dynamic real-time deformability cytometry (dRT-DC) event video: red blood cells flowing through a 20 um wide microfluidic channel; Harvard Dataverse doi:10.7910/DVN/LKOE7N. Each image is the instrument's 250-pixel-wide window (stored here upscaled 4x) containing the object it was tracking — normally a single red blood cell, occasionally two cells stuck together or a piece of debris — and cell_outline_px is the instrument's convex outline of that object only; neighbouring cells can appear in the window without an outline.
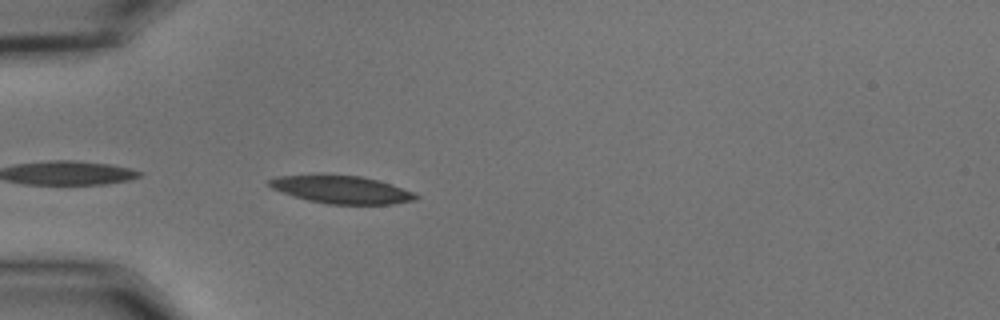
{"species": "common noctule bat (a hibernating species)", "species_latin": "Nyctalus noctula", "temperature_condition": "cold", "stored_images_in_passage": 7, "camera_frame_rate_fps": 3000, "um_per_image_px": 0.085, "animal": {"sex": "male", "body_mass_g": 15.6}, "frame": {"image": 1, "passage_image": 2, "time_ms": 0.333, "image_size_px": [1000, 320], "cell_outline_px": [[420, 196], [416, 200], [392, 204], [328, 204], [308, 200], [272, 188], [268, 184], [268, 180], [276, 176], [320, 172], [360, 176], [392, 184], [416, 192]], "centroid_in_image_um": [29.03, 16.07], "position_along_channel_um": 56.0, "area_um2": 24.39}}